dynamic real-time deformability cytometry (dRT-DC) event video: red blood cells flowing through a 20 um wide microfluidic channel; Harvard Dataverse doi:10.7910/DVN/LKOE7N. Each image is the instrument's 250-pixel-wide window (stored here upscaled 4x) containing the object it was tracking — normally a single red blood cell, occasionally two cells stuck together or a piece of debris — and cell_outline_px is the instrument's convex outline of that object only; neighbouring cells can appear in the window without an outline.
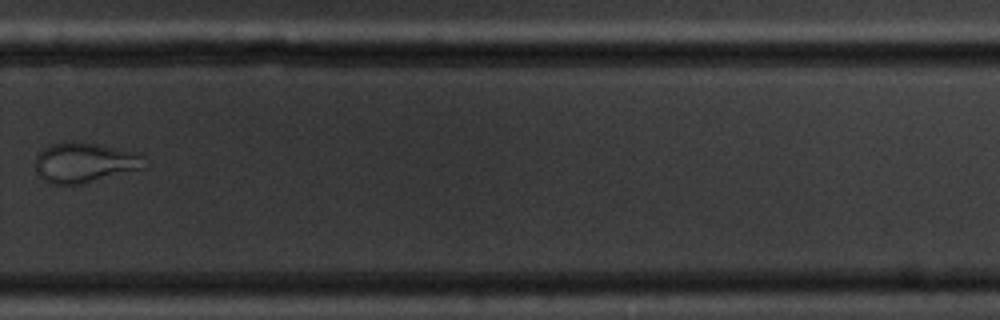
{"species": "common noctule bat (a hibernating species)", "species_latin": "Nyctalus noctula", "temperature_condition": "cold", "stored_images_in_passage": 11, "camera_frame_rate_fps": 3000, "um_per_image_px": 0.085, "animal": {"sex": "male", "body_mass_g": 20.1, "forearm_length_mm": 53.5}, "frame": {"image": 1, "passage_image": 11, "time_ms": 12.667, "image_size_px": [1000, 320], "cell_outline_px": [[148, 164], [144, 168], [80, 184], [48, 184], [36, 172], [36, 156], [44, 148], [52, 144], [64, 140], [72, 140], [96, 144], [136, 152]], "centroid_in_image_um": [7.16, 13.81], "position_along_channel_um": 322.6, "area_um2": 25.43}}